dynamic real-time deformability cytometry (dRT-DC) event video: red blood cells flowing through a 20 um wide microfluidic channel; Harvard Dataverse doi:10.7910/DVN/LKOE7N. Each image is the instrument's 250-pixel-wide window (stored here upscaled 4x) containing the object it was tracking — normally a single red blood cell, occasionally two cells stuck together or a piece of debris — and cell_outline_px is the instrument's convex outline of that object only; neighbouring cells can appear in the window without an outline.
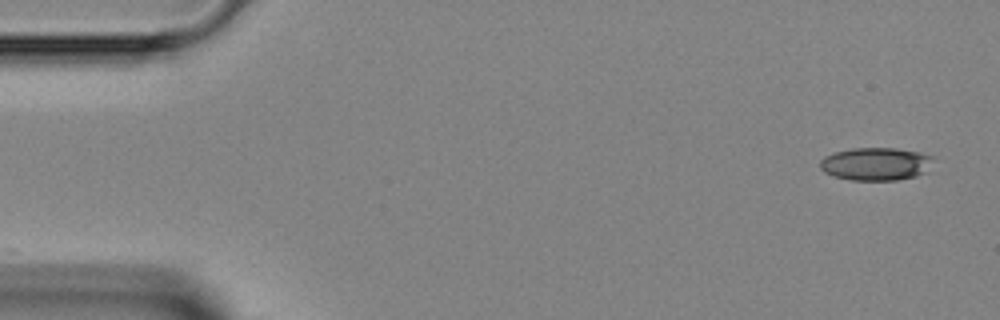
{"species": "Egyptian fruit bat (a non-hibernating species)", "species_latin": "Rousettus aegyptiacus", "temperature_condition": "room temperature", "stored_images_in_passage": 12, "camera_frame_rate_fps": 3000, "um_per_image_px": 0.085, "animal": {"sex": "female"}, "frame": {"image": 1, "passage_image": 1, "time_ms": 0.0, "image_size_px": [1000, 320], "cell_outline_px": [[932, 156], [924, 172], [916, 176], [896, 180], [852, 180], [832, 176], [824, 172], [820, 168], [820, 160], [824, 156], [836, 152], [852, 148], [896, 148], [916, 152]], "centroid_in_image_um": [74.36, 13.94], "position_along_channel_um": 10.6, "area_um2": 21.39}}
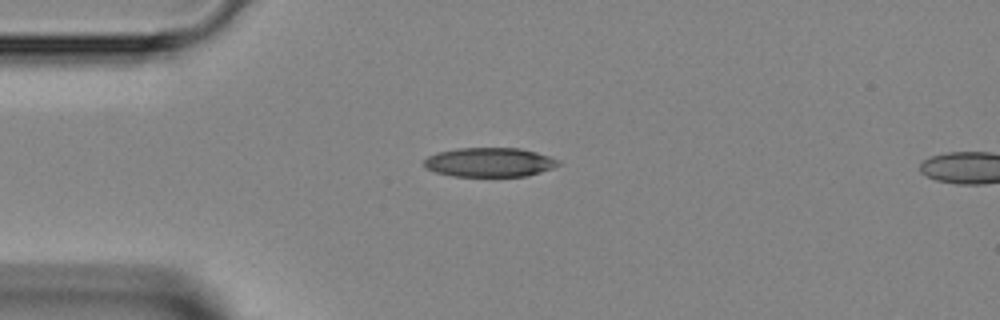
{"frame": {"image": 2, "passage_image": 10, "time_ms": 3.0, "image_size_px": [1000, 320], "cell_outline_px": [[560, 164], [552, 168], [528, 176], [452, 176], [436, 172], [424, 168], [424, 160], [428, 156], [440, 152], [456, 148], [520, 148], [536, 152], [560, 160]], "centroid_in_image_um": [41.6, 13.79], "position_along_channel_um": 43.4, "area_um2": 22.83}}